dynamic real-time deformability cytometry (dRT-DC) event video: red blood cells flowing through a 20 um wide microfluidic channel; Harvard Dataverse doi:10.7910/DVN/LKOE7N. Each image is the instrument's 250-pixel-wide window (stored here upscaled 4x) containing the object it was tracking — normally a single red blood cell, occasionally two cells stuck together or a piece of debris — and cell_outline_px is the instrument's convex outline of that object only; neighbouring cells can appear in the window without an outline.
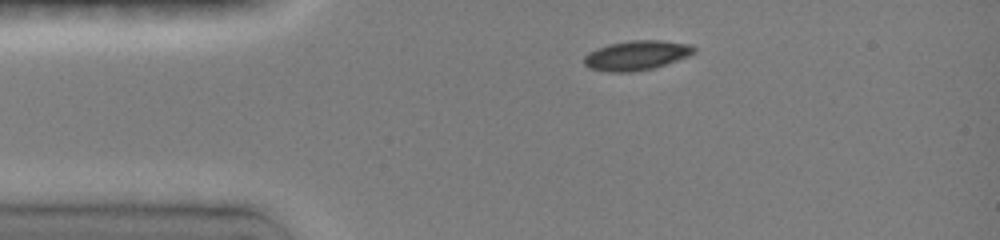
{"species": "common noctule bat (a hibernating species)", "species_latin": "Nyctalus noctula", "temperature_condition": "room temperature", "stored_images_in_passage": 14, "camera_frame_rate_fps": 3000, "um_per_image_px": 0.085, "animal": {"sex": "female", "body_mass_g": 19.0, "forearm_length_mm": 51.5}, "frame": {"image": 1, "passage_image": 1, "time_ms": 0.0, "image_size_px": [1000, 240], "cell_outline_px": [[696, 52], [688, 56], [652, 68], [632, 72], [608, 72], [592, 68], [584, 64], [584, 56], [588, 52], [596, 48], [608, 44], [632, 40], [660, 40], [688, 44], [696, 48]], "centroid_in_image_um": [54.08, 4.7], "position_along_channel_um": 30.9, "area_um2": 18.79}}
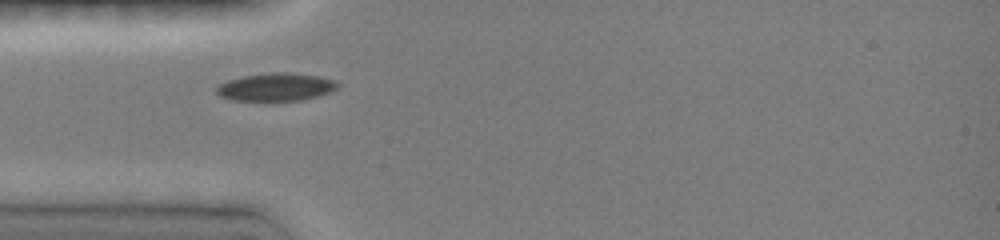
{"frame": {"image": 2, "passage_image": 5, "time_ms": 1.333, "image_size_px": [1000, 240], "cell_outline_px": [[336, 88], [328, 92], [316, 96], [300, 100], [232, 100], [220, 96], [216, 92], [216, 88], [220, 84], [228, 80], [244, 76], [276, 72], [284, 72], [316, 76], [332, 80], [336, 84]], "centroid_in_image_um": [23.38, 7.4], "position_along_channel_um": 61.6, "area_um2": 19.02}}
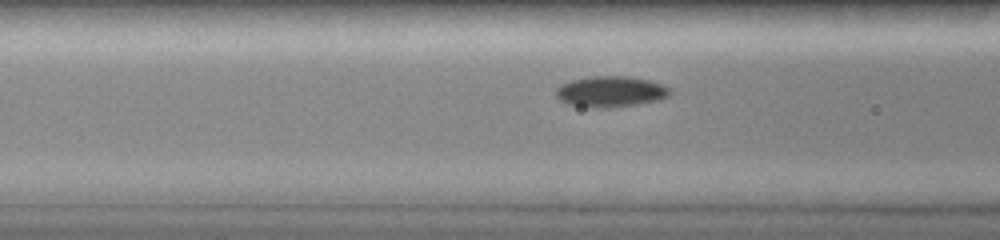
{"frame": {"image": 3, "passage_image": 9, "time_ms": 2.667, "image_size_px": [1000, 240], "cell_outline_px": [[672, 92], [668, 96], [660, 100], [636, 104], [608, 108], [592, 108], [568, 104], [560, 100], [556, 96], [556, 88], [560, 84], [572, 80], [592, 76], [628, 76], [648, 80], [660, 84], [668, 88]], "centroid_in_image_um": [51.88, 7.79], "position_along_channel_um": 114.7, "area_um2": 20.52}}